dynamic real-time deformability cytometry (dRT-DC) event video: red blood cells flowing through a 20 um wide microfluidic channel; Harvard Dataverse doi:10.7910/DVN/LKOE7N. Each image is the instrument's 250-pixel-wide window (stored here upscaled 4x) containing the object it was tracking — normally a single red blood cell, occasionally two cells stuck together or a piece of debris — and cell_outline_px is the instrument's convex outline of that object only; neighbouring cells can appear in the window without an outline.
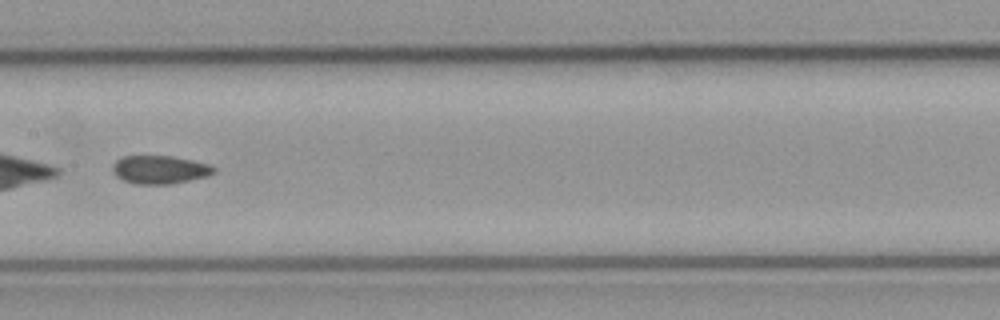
{"species": "common noctule bat (a hibernating species)", "species_latin": "Nyctalus noctula", "temperature_condition": "cold", "stored_images_in_passage": 53, "camera_frame_rate_fps": 3000, "um_per_image_px": 0.085, "animal": {"sex": "male", "body_mass_g": 23.1, "forearm_length_mm": 52.7}, "frame": {"image": 1, "passage_image": 27, "time_ms": 8.667, "image_size_px": [1000, 320], "cell_outline_px": [[216, 172], [208, 176], [172, 184], [136, 184], [124, 180], [116, 176], [112, 172], [112, 164], [116, 160], [124, 156], [172, 156], [192, 160], [208, 164], [216, 168]], "centroid_in_image_um": [13.58, 14.42], "position_along_channel_um": 193.8, "area_um2": 16.76}}
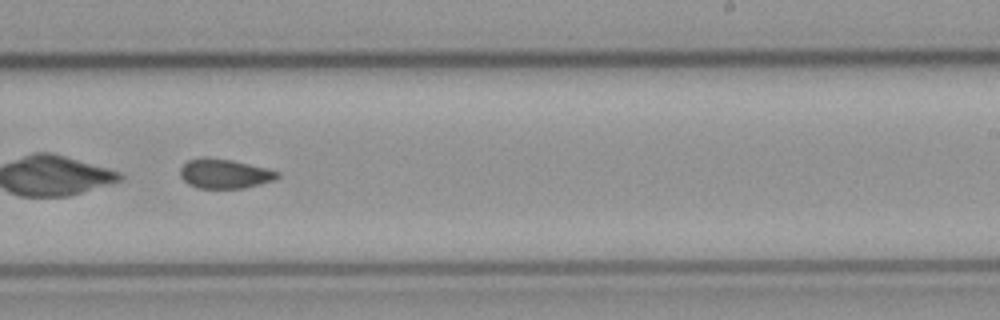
{"frame": {"image": 2, "passage_image": 33, "time_ms": 10.667, "image_size_px": [1000, 320], "cell_outline_px": [[280, 176], [276, 180], [244, 188], [196, 188], [188, 184], [180, 176], [180, 168], [188, 160], [204, 156], [232, 160], [280, 172]], "centroid_in_image_um": [19.07, 14.76], "position_along_channel_um": 269.9, "area_um2": 16.76}, "authors_computed_cell_mechanics": {"area_um2": 18.496, "velocity_mm_per_s": 3.8242, "shape_relaxation_time_tau1_ms": null, "shape_relaxation_time_tau2_ms": 1.998, "deformation_change_tau1": null, "deformation_change_tau2": 0.0718}}